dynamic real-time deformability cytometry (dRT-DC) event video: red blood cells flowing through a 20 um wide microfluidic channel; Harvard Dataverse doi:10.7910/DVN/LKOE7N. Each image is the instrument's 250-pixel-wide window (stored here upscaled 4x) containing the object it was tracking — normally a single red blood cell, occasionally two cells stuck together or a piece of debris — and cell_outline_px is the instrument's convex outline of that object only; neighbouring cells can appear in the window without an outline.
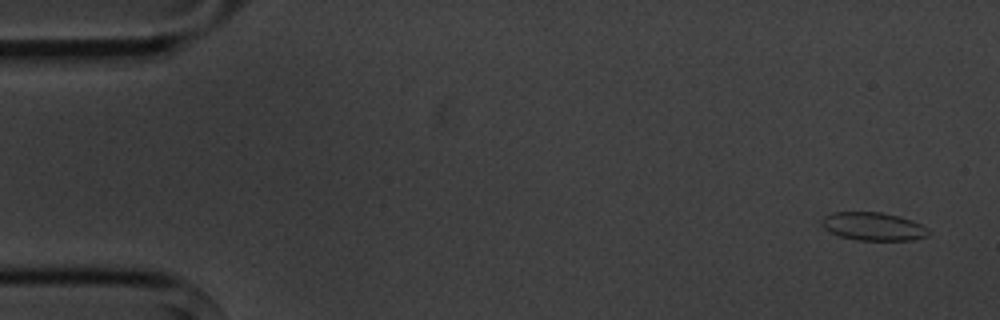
{"species": "common noctule bat (a hibernating species)", "species_latin": "Nyctalus noctula", "temperature_condition": "cold", "stored_images_in_passage": 4, "camera_frame_rate_fps": 3000, "um_per_image_px": 0.085, "animal": {"sex": "male", "body_mass_g": 20.1, "forearm_length_mm": 53.5}, "frame": {"image": 1, "passage_image": 1, "time_ms": 0.0, "image_size_px": [1000, 320], "cell_outline_px": [[928, 236], [912, 240], [856, 240], [840, 236], [824, 228], [820, 224], [820, 220], [824, 216], [832, 212], [880, 212], [900, 216], [912, 220], [928, 228]], "centroid_in_image_um": [74.21, 19.24], "position_along_channel_um": 10.8, "area_um2": 17.57}}